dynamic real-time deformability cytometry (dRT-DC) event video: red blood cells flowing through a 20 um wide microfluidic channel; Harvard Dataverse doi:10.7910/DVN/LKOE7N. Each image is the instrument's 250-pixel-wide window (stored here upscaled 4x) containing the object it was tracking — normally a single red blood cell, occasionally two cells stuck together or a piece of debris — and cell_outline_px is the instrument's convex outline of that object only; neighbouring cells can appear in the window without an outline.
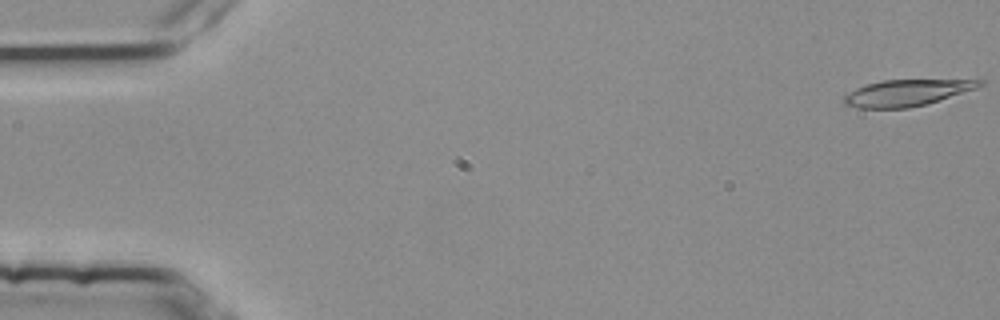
{"species": "common noctule bat (a hibernating species)", "species_latin": "Nyctalus noctula", "temperature_condition": "room temperature", "stored_images_in_passage": 4, "camera_frame_rate_fps": 3000, "um_per_image_px": 0.085, "animal": {"sex": "female", "body_mass_g": 25.1}, "frame": {"image": 1, "passage_image": 1, "time_ms": 0.0, "image_size_px": [1000, 320], "cell_outline_px": [[984, 84], [976, 88], [924, 104], [908, 108], [860, 108], [844, 104], [844, 96], [848, 92], [856, 88], [868, 84], [884, 80], [984, 80]], "centroid_in_image_um": [77.03, 7.89], "position_along_channel_um": 8.0, "area_um2": 20.35}}
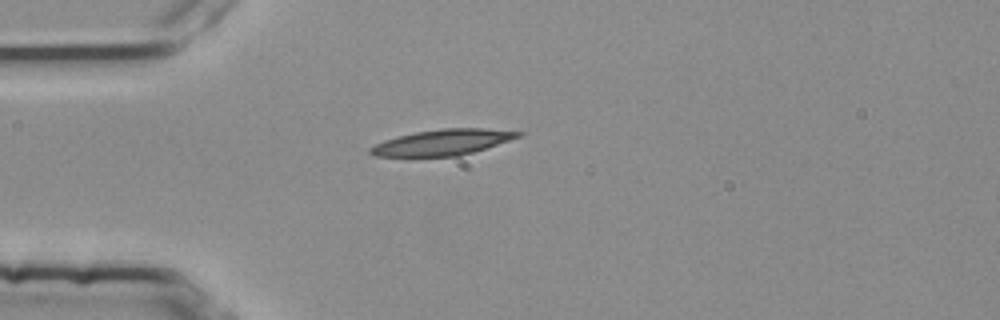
{"frame": {"image": 2, "passage_image": 4, "time_ms": 1.0, "image_size_px": [1000, 320], "cell_outline_px": [[524, 132], [520, 136], [472, 152], [456, 156], [376, 156], [368, 152], [368, 148], [384, 140], [416, 132], [440, 128], [484, 128]], "centroid_in_image_um": [37.58, 12.09], "position_along_channel_um": 47.4, "area_um2": 21.79}}